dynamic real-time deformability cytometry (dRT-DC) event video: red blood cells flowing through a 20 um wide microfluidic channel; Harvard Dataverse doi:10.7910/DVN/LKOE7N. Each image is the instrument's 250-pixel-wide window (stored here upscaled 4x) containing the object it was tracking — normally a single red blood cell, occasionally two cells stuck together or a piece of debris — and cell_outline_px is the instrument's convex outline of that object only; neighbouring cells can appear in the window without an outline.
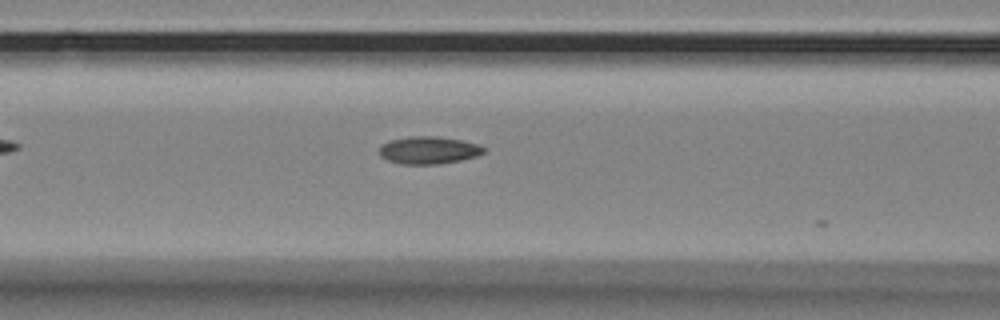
{"species": "Egyptian fruit bat (a non-hibernating species)", "species_latin": "Rousettus aegyptiacus", "temperature_condition": "room temperature", "stored_images_in_passage": 11, "camera_frame_rate_fps": 3000, "um_per_image_px": 0.085, "animal": {"sex": "female"}, "frame": {"image": 1, "passage_image": 3, "time_ms": 0.667, "image_size_px": [1000, 320], "cell_outline_px": [[488, 148], [484, 152], [476, 156], [460, 160], [436, 164], [400, 164], [388, 160], [380, 156], [380, 144], [388, 140], [408, 136], [436, 136], [460, 140], [480, 144]], "centroid_in_image_um": [36.43, 12.75], "position_along_channel_um": 130.2, "area_um2": 16.88}}
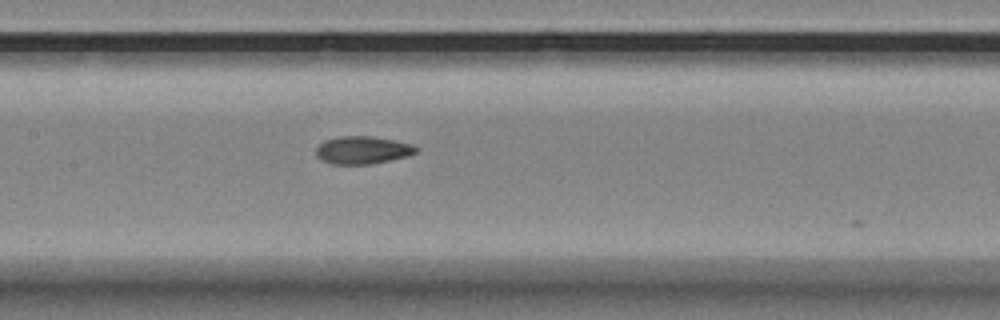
{"frame": {"image": 2, "passage_image": 7, "time_ms": 2.0, "image_size_px": [1000, 320], "cell_outline_px": [[420, 148], [416, 152], [408, 156], [372, 164], [332, 164], [320, 160], [316, 156], [316, 148], [324, 140], [340, 136], [372, 136], [412, 144]], "centroid_in_image_um": [30.81, 12.76], "position_along_channel_um": 176.6, "area_um2": 16.24}}
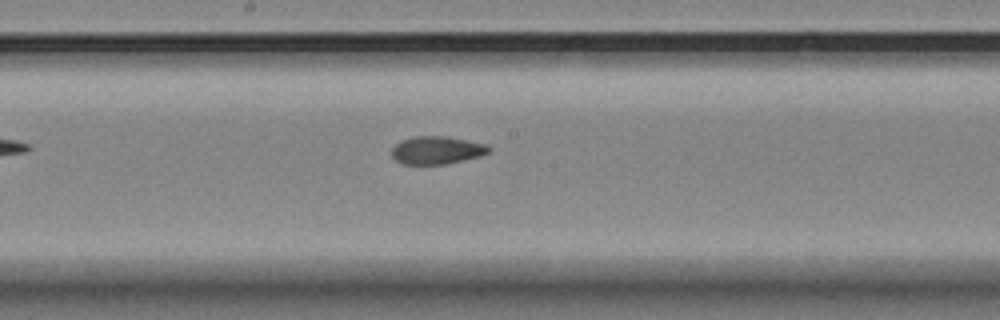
{"frame": {"image": 3, "passage_image": 10, "time_ms": 3.0, "image_size_px": [1000, 320], "cell_outline_px": [[492, 152], [480, 156], [444, 164], [404, 164], [396, 160], [392, 156], [392, 148], [400, 140], [412, 136], [448, 136], [488, 144], [492, 148]], "centroid_in_image_um": [37.17, 12.75], "position_along_channel_um": 211.0, "area_um2": 15.95}}